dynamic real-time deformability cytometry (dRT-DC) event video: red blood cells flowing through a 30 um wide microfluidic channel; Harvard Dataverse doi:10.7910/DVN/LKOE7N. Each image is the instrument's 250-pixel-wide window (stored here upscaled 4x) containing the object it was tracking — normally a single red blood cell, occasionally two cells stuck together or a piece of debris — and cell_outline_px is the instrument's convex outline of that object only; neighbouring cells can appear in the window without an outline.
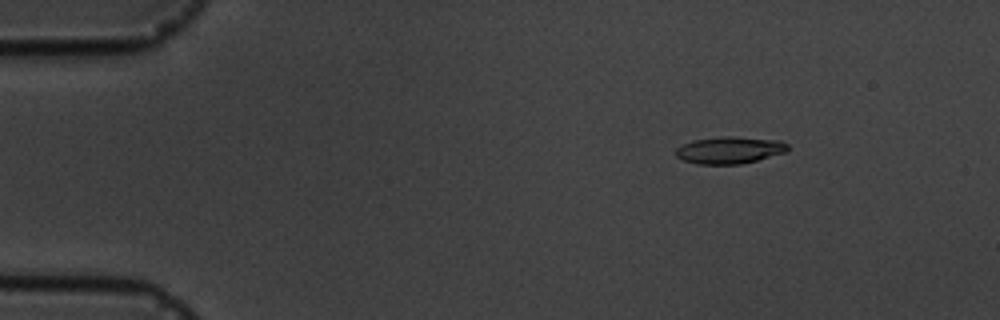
{"species": "common noctule bat (a hibernating species)", "species_latin": "Nyctalus noctula", "temperature_condition": "cold", "stored_images_in_passage": 6, "camera_frame_rate_fps": 3000, "um_per_image_px": 0.085, "animal": {"sex": "male", "body_mass_g": 19.5, "forearm_length_mm": 54.6}, "frame": {"image": 1, "passage_image": 3, "time_ms": 2.333, "image_size_px": [1000, 320], "cell_outline_px": [[788, 148], [784, 152], [756, 160], [740, 164], [696, 164], [684, 160], [676, 156], [676, 148], [684, 144], [696, 140], [728, 136], [732, 136], [780, 140], [788, 144]], "centroid_in_image_um": [62.01, 12.76], "position_along_channel_um": 23.0, "area_um2": 17.28}}
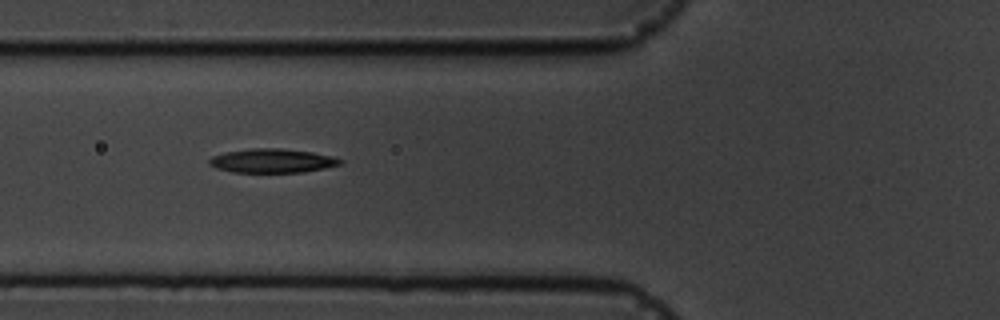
{"frame": {"image": 2, "passage_image": 6, "time_ms": 6.667, "image_size_px": [1000, 320], "cell_outline_px": [[344, 160], [340, 164], [324, 168], [304, 172], [232, 172], [216, 168], [208, 164], [208, 160], [212, 156], [224, 152], [252, 148], [280, 148], [312, 152], [332, 156]], "centroid_in_image_um": [23.11, 13.66], "position_along_channel_um": 102.7, "area_um2": 18.32}}